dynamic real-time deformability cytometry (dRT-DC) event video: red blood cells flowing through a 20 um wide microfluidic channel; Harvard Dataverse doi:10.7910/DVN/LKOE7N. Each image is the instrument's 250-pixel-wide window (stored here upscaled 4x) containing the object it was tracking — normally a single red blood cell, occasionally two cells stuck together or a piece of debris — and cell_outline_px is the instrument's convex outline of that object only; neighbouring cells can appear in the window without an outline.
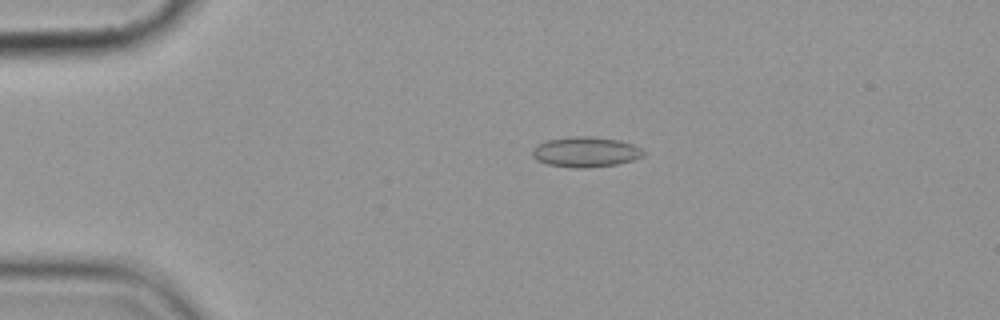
{"species": "common noctule bat (a hibernating species)", "species_latin": "Nyctalus noctula", "temperature_condition": "cold", "stored_images_in_passage": 5, "camera_frame_rate_fps": 3000, "um_per_image_px": 0.085, "animal": {"sex": "female", "body_mass_g": 19.9}, "frame": {"image": 1, "passage_image": 3, "time_ms": 2.333, "image_size_px": [1000, 320], "cell_outline_px": [[648, 152], [644, 156], [632, 160], [616, 164], [584, 168], [572, 168], [548, 164], [536, 160], [532, 156], [532, 148], [548, 140], [572, 136], [588, 136], [620, 140], [632, 144]], "centroid_in_image_um": [49.79, 12.92], "position_along_channel_um": 35.2, "area_um2": 19.59}}
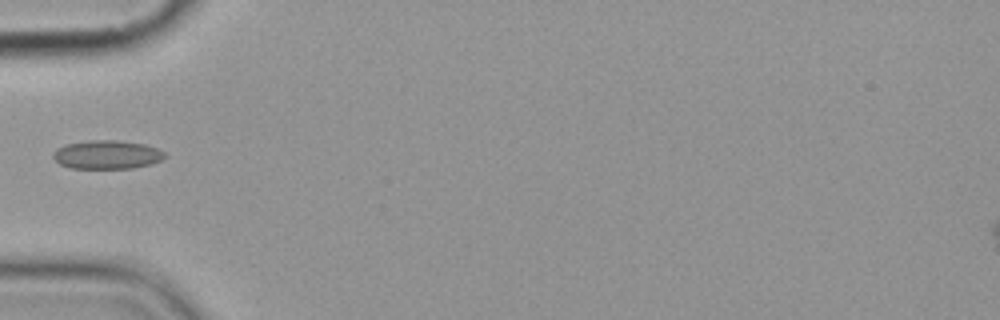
{"frame": {"image": 2, "passage_image": 5, "time_ms": 4.667, "image_size_px": [1000, 320], "cell_outline_px": [[168, 156], [152, 164], [132, 168], [72, 168], [60, 164], [52, 156], [56, 148], [64, 144], [88, 140], [120, 140], [144, 144], [156, 148], [164, 152]], "centroid_in_image_um": [9.1, 13.13], "position_along_channel_um": 75.9, "area_um2": 18.73}}